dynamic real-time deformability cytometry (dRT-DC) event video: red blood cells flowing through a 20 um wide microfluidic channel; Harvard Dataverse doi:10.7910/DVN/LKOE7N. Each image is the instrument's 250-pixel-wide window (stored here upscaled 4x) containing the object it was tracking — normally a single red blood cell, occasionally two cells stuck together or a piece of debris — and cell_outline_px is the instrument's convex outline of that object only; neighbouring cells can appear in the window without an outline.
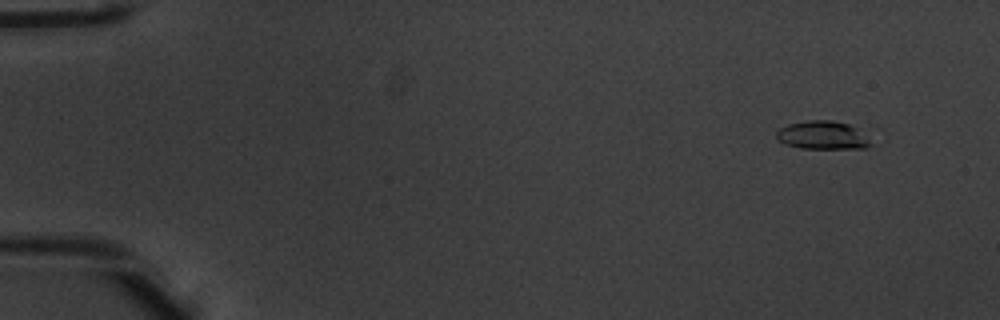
{"species": "common noctule bat (a hibernating species)", "species_latin": "Nyctalus noctula", "temperature_condition": "warm", "stored_images_in_passage": 49, "camera_frame_rate_fps": 3000, "um_per_image_px": 0.085, "animal": {"sex": "male", "body_mass_g": 20.1, "forearm_length_mm": 53.5}, "frame": {"image": 1, "passage_image": 1, "time_ms": 0.0, "image_size_px": [1000, 320], "cell_outline_px": [[872, 144], [864, 148], [800, 148], [784, 144], [776, 136], [776, 132], [780, 128], [788, 124], [808, 120], [832, 120], [848, 124], [872, 136]], "centroid_in_image_um": [69.98, 11.49], "position_along_channel_um": 15.0, "area_um2": 15.72}}
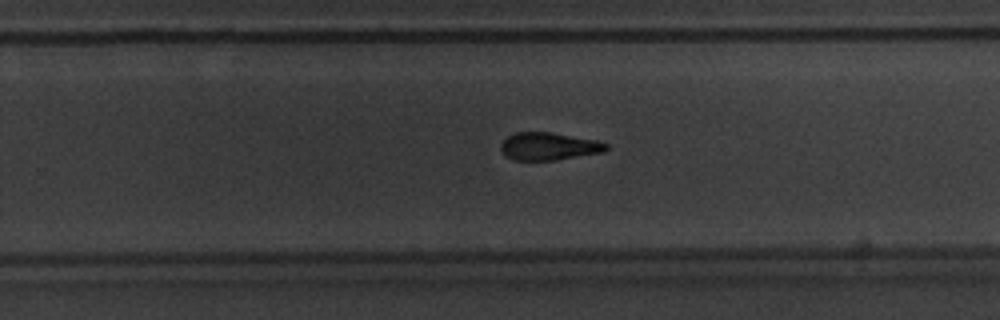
{"frame": {"image": 2, "passage_image": 31, "time_ms": 10.0, "image_size_px": [1000, 320], "cell_outline_px": [[608, 148], [604, 152], [552, 160], [512, 160], [504, 156], [500, 148], [500, 144], [508, 136], [516, 132], [552, 132], [596, 140], [608, 144]], "centroid_in_image_um": [46.62, 12.43], "position_along_channel_um": 283.2, "area_um2": 16.99}}
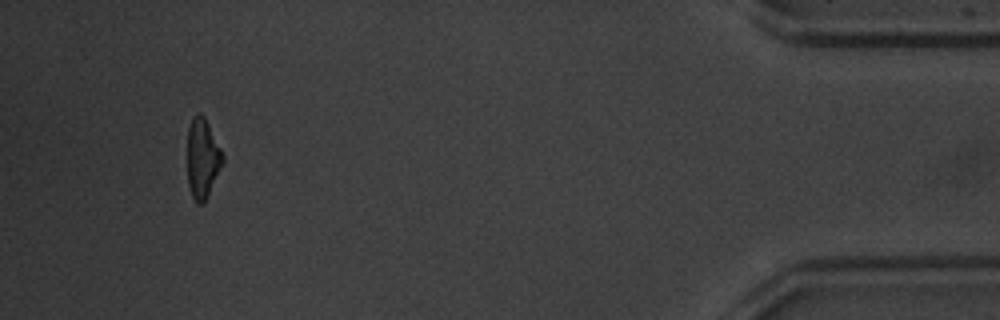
{"frame": {"image": 3, "passage_image": 46, "time_ms": 15.0, "image_size_px": [1000, 320], "cell_outline_px": [[224, 160], [204, 204], [196, 204], [192, 196], [188, 184], [188, 128], [192, 116], [196, 112], [200, 112], [204, 116], [224, 156]], "centroid_in_image_um": [17.2, 13.46], "position_along_channel_um": 418.0, "area_um2": 16.36}, "authors_computed_cell_mechanics": {"area_um2": 17.2822, "velocity_mm_per_s": 3.969, "shape_relaxation_time_tau1_ms": 2.2795, "shape_relaxation_time_tau2_ms": 3.5476, "deformation_change_tau1": 0.1725, "deformation_change_tau2": 0.1437}}